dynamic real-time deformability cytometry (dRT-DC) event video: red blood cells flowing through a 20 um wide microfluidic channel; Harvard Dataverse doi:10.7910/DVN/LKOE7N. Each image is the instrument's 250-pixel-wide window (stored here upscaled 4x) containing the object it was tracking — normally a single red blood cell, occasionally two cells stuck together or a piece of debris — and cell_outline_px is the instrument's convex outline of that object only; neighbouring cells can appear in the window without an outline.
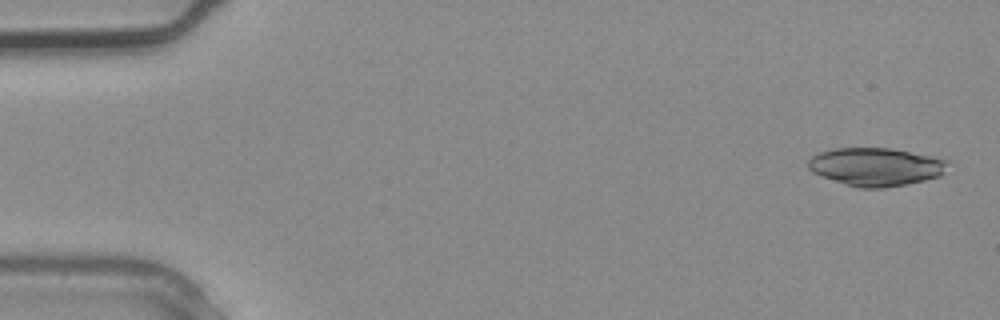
{"species": "common noctule bat (a hibernating species)", "species_latin": "Nyctalus noctula", "temperature_condition": "warm", "stored_images_in_passage": 2, "camera_frame_rate_fps": 3000, "um_per_image_px": 0.085, "animal": {"sex": "male", "body_mass_g": 20.4}, "frame": {"image": 1, "passage_image": 1, "time_ms": 0.0, "image_size_px": [1000, 320], "cell_outline_px": [[952, 160], [944, 172], [940, 176], [924, 180], [884, 188], [860, 188], [820, 176], [812, 172], [808, 168], [808, 160], [812, 156], [820, 152], [836, 148], [892, 148]], "centroid_in_image_um": [74.47, 14.17], "position_along_channel_um": 10.5, "area_um2": 31.1}}